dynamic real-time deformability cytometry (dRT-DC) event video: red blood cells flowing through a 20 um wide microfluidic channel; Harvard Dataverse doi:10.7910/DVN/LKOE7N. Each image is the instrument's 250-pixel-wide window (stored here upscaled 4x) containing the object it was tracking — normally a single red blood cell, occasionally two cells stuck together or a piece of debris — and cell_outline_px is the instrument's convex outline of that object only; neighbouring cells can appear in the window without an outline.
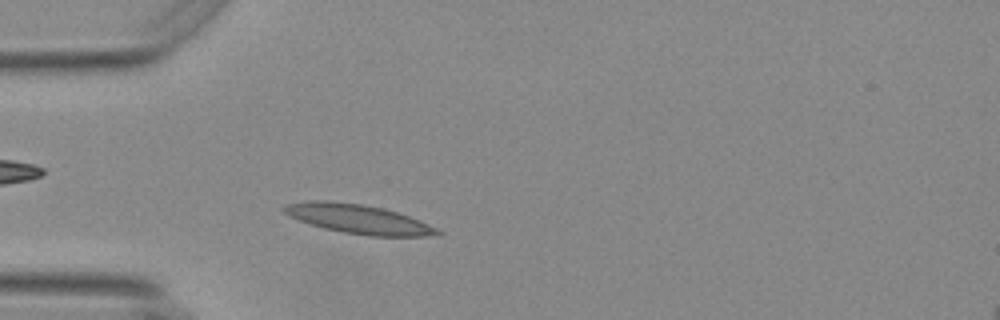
{"species": "Egyptian fruit bat (a non-hibernating species)", "species_latin": "Rousettus aegyptiacus", "temperature_condition": "warm", "stored_images_in_passage": 50, "camera_frame_rate_fps": 3000, "um_per_image_px": 0.085, "animal": {"sex": "female"}, "frame": {"image": 1, "passage_image": 11, "time_ms": 3.333, "image_size_px": [1000, 320], "cell_outline_px": [[444, 232], [424, 236], [368, 236], [344, 232], [324, 228], [288, 216], [280, 208], [284, 204], [304, 200], [328, 200], [360, 204], [384, 208], [408, 216], [440, 228]], "centroid_in_image_um": [30.42, 18.6], "position_along_channel_um": 54.6, "area_um2": 26.13}}
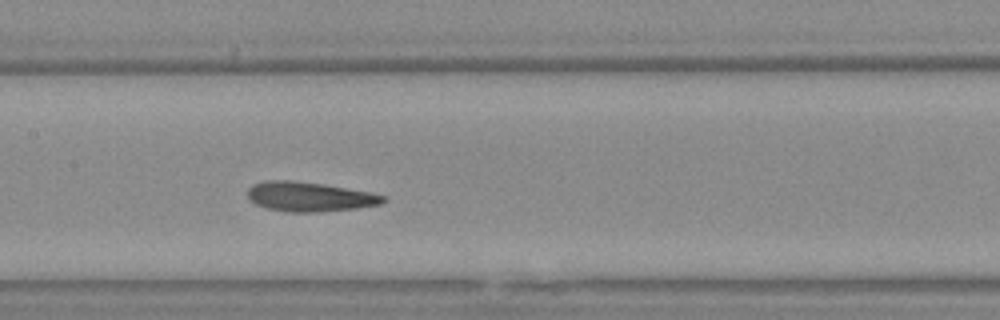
{"frame": {"image": 2, "passage_image": 22, "time_ms": 7.0, "image_size_px": [1000, 320], "cell_outline_px": [[388, 200], [380, 204], [356, 208], [320, 212], [288, 212], [264, 208], [248, 200], [248, 188], [252, 184], [272, 180], [292, 180], [320, 184], [368, 192], [388, 196]], "centroid_in_image_um": [26.28, 16.73], "position_along_channel_um": 181.1, "area_um2": 23.29}}
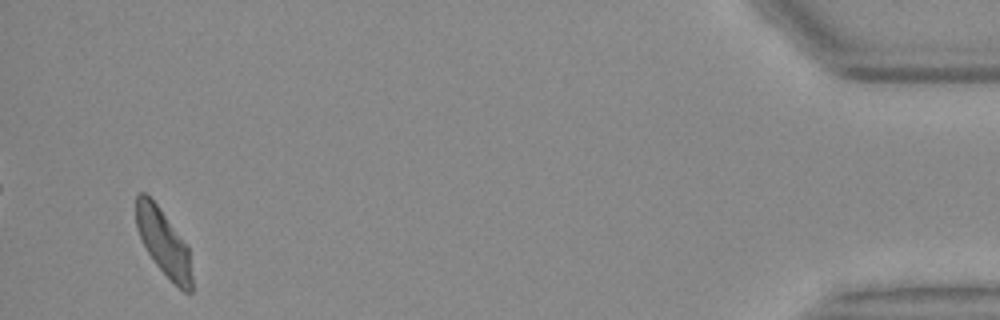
{"frame": {"image": 3, "passage_image": 48, "time_ms": 15.667, "image_size_px": [1000, 320], "cell_outline_px": [[192, 292], [184, 292], [156, 264], [148, 252], [136, 228], [136, 196], [140, 192], [144, 192], [156, 204], [188, 244], [192, 276]], "centroid_in_image_um": [13.92, 20.6], "position_along_channel_um": 421.3, "area_um2": 21.21}, "authors_computed_cell_mechanics": {"area_um2": 23.2067, "velocity_mm_per_s": 3.6797, "shape_relaxation_time_tau1_ms": null, "shape_relaxation_time_tau2_ms": 1.8648, "deformation_change_tau1": null, "deformation_change_tau2": 0.0856}}